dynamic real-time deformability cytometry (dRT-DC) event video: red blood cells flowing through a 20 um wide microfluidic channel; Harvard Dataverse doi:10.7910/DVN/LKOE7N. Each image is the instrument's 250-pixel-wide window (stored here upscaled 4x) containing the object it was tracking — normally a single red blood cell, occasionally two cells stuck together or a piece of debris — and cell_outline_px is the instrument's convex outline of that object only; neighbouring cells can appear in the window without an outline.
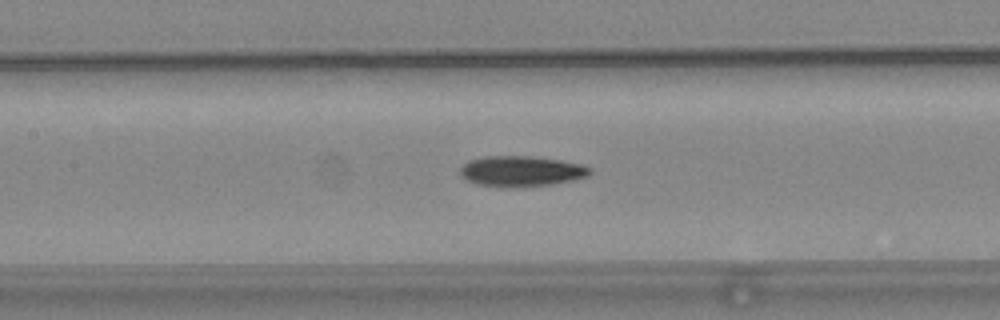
{"species": "common noctule bat (a hibernating species)", "species_latin": "Nyctalus noctula", "temperature_condition": "warm", "stored_images_in_passage": 55, "camera_frame_rate_fps": 3000, "um_per_image_px": 0.085, "animal": {"sex": "female", "body_mass_g": 24.6, "forearm_length_mm": 56.2}, "frame": {"image": 1, "passage_image": 25, "time_ms": 8.0, "image_size_px": [1000, 320], "cell_outline_px": [[592, 172], [588, 176], [572, 180], [548, 184], [480, 184], [468, 180], [460, 176], [460, 168], [468, 160], [484, 156], [532, 156], [560, 160], [580, 164], [592, 168]], "centroid_in_image_um": [44.33, 14.49], "position_along_channel_um": 163.1, "area_um2": 22.02}}
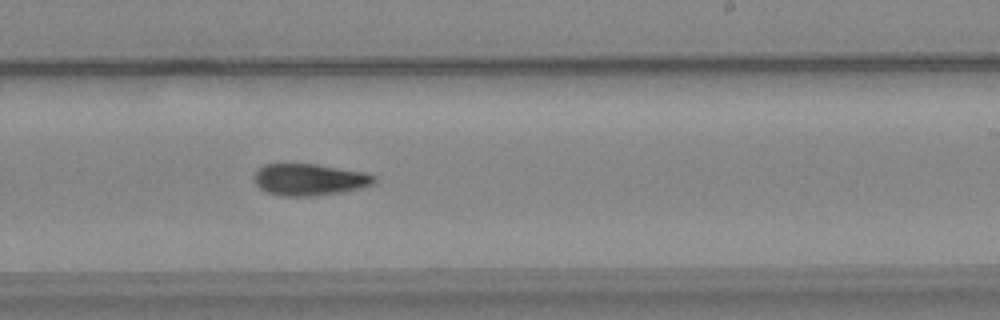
{"frame": {"image": 2, "passage_image": 33, "time_ms": 10.667, "image_size_px": [1000, 320], "cell_outline_px": [[376, 180], [372, 184], [360, 188], [344, 192], [312, 196], [280, 196], [264, 192], [256, 184], [256, 172], [264, 164], [316, 164], [368, 172], [376, 176]], "centroid_in_image_um": [26.35, 15.27], "position_along_channel_um": 262.7, "area_um2": 22.31}}
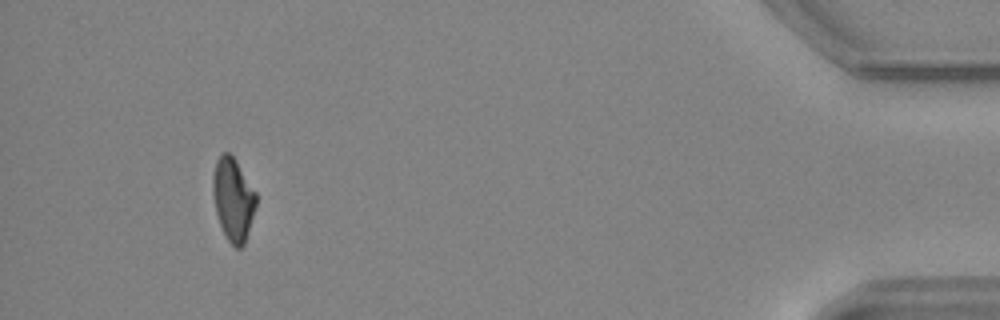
{"frame": {"image": 3, "passage_image": 51, "time_ms": 16.667, "image_size_px": [1000, 320], "cell_outline_px": [[256, 204], [244, 244], [240, 248], [236, 248], [228, 240], [220, 224], [216, 212], [212, 192], [212, 176], [216, 160], [220, 152], [228, 152], [236, 160], [256, 192]], "centroid_in_image_um": [19.79, 16.89], "position_along_channel_um": 415.4, "area_um2": 20.75}, "authors_computed_cell_mechanics": {"area_um2": 22.0218, "velocity_mm_per_s": 3.7481, "shape_relaxation_time_tau1_ms": 8.3737, "shape_relaxation_time_tau2_ms": null, "deformation_change_tau1": 0.2026, "deformation_change_tau2": null}}